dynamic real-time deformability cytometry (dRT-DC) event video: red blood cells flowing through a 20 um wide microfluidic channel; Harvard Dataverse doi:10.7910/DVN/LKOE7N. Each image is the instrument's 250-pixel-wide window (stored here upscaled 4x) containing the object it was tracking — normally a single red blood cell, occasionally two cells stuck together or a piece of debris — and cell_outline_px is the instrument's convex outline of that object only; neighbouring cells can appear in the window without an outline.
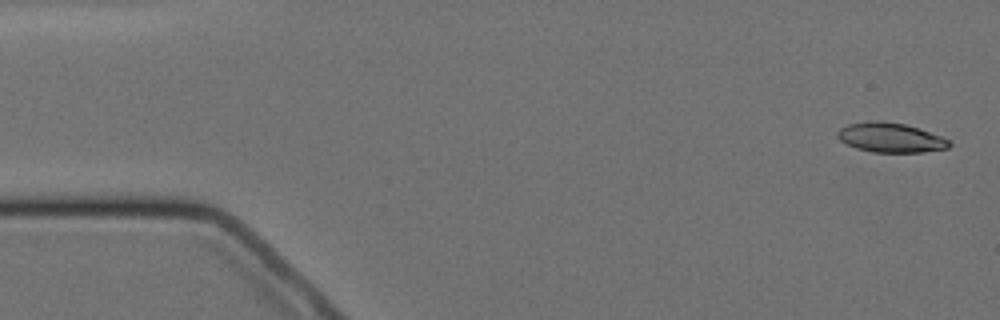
{"species": "Egyptian fruit bat (a non-hibernating species)", "species_latin": "Rousettus aegyptiacus", "temperature_condition": "cold", "stored_images_in_passage": 4, "camera_frame_rate_fps": 3000, "um_per_image_px": 0.085, "animal": {"sex": "female"}, "frame": {"image": 1, "passage_image": 4, "time_ms": 4.333, "image_size_px": [1000, 320], "cell_outline_px": [[952, 144], [948, 148], [924, 152], [872, 152], [856, 148], [840, 140], [836, 136], [836, 132], [840, 128], [848, 124], [872, 120], [880, 120], [904, 124], [940, 136], [948, 140]], "centroid_in_image_um": [75.65, 11.69], "position_along_channel_um": 9.3, "area_um2": 19.13}}